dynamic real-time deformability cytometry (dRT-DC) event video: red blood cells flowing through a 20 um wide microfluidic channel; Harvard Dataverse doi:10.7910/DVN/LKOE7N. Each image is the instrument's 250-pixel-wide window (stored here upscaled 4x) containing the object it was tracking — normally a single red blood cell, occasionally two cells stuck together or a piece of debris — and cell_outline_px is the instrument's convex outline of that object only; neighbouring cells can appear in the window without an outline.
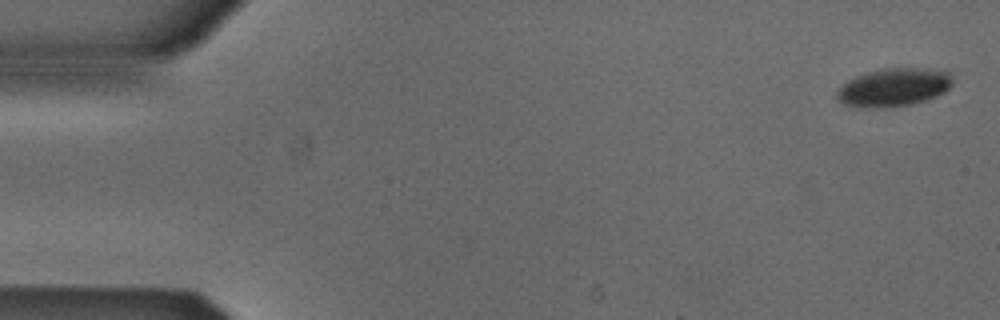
{"species": "Egyptian fruit bat (a non-hibernating species)", "species_latin": "Rousettus aegyptiacus", "temperature_condition": "cold", "stored_images_in_passage": 5, "camera_frame_rate_fps": 3000, "um_per_image_px": 0.085, "animal": {"sex": "male"}, "frame": {"image": 1, "passage_image": 1, "time_ms": 0.0, "image_size_px": [1000, 320], "cell_outline_px": [[952, 84], [944, 92], [936, 96], [912, 104], [872, 108], [844, 104], [836, 96], [836, 92], [848, 80], [856, 76], [868, 72], [884, 68], [928, 68], [948, 72], [952, 76]], "centroid_in_image_um": [75.99, 7.4], "position_along_channel_um": 9.0, "area_um2": 25.37}}
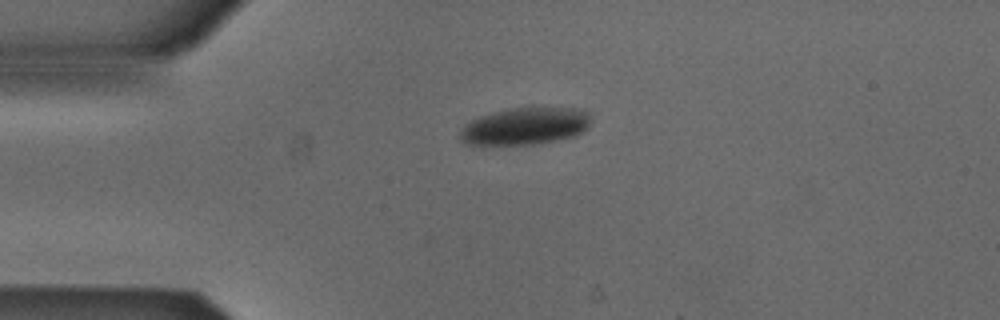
{"frame": {"image": 2, "passage_image": 4, "time_ms": 1.0, "image_size_px": [1000, 320], "cell_outline_px": [[592, 120], [588, 128], [572, 136], [556, 140], [532, 144], [464, 144], [460, 140], [460, 132], [472, 120], [480, 116], [512, 108], [532, 104], [584, 108], [588, 112]], "centroid_in_image_um": [44.74, 10.65], "position_along_channel_um": 40.3, "area_um2": 28.96}}